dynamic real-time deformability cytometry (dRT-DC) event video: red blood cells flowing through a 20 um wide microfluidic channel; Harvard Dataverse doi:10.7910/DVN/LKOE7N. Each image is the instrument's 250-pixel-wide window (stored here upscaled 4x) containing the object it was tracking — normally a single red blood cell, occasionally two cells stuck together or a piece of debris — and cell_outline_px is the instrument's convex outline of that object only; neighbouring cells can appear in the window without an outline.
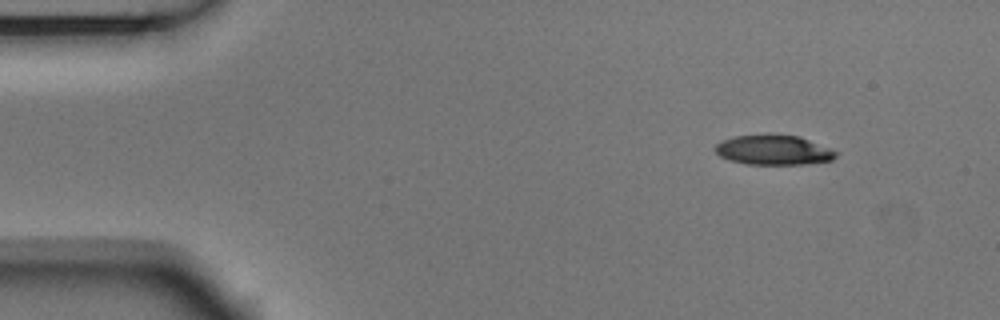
{"species": "Egyptian fruit bat (a non-hibernating species)", "species_latin": "Rousettus aegyptiacus", "temperature_condition": "room temperature", "stored_images_in_passage": 49, "camera_frame_rate_fps": 3000, "um_per_image_px": 0.085, "animal": {"sex": "male"}, "frame": {"image": 1, "passage_image": 1, "time_ms": 0.0, "image_size_px": [1000, 320], "cell_outline_px": [[840, 152], [832, 160], [804, 164], [748, 164], [728, 160], [720, 156], [712, 148], [720, 140], [732, 136], [800, 136]], "centroid_in_image_um": [65.73, 12.77], "position_along_channel_um": 19.3, "area_um2": 20.75}}
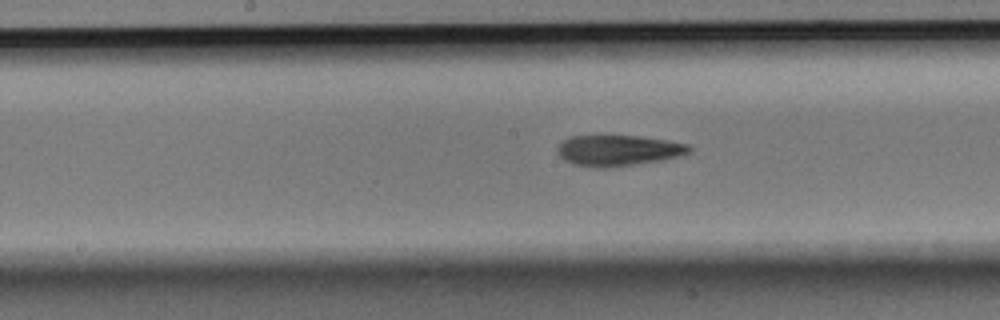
{"frame": {"image": 2, "passage_image": 22, "time_ms": 7.0, "image_size_px": [1000, 320], "cell_outline_px": [[692, 152], [660, 160], [608, 168], [596, 168], [572, 164], [564, 160], [556, 152], [556, 148], [564, 140], [572, 136], [604, 132], [640, 136], [668, 140], [688, 144], [692, 148]], "centroid_in_image_um": [52.49, 12.74], "position_along_channel_um": 195.7, "area_um2": 24.62}}
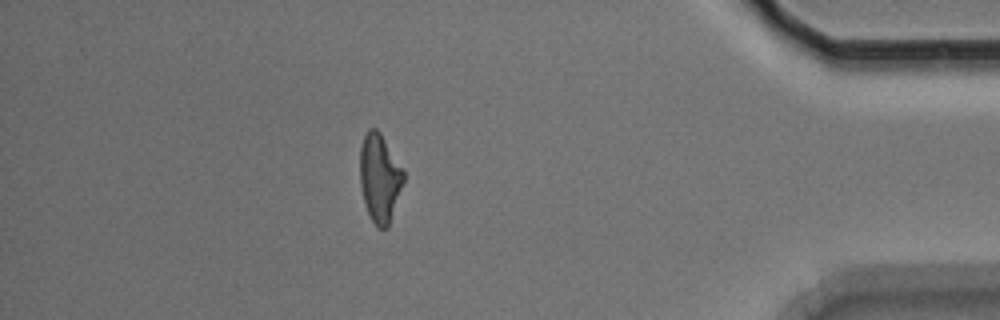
{"frame": {"image": 3, "passage_image": 42, "time_ms": 13.667, "image_size_px": [1000, 320], "cell_outline_px": [[404, 180], [388, 228], [380, 228], [372, 220], [368, 212], [364, 200], [360, 184], [360, 148], [364, 136], [368, 128], [376, 128], [380, 132], [404, 168]], "centroid_in_image_um": [32.28, 15.08], "position_along_channel_um": 402.9, "area_um2": 22.37}, "authors_computed_cell_mechanics": {"area_um2": 23.2356, "velocity_mm_per_s": 3.7535, "shape_relaxation_time_tau1_ms": 4.9747, "shape_relaxation_time_tau2_ms": 4.181, "deformation_change_tau1": 0.1505, "deformation_change_tau2": 0.1424}}